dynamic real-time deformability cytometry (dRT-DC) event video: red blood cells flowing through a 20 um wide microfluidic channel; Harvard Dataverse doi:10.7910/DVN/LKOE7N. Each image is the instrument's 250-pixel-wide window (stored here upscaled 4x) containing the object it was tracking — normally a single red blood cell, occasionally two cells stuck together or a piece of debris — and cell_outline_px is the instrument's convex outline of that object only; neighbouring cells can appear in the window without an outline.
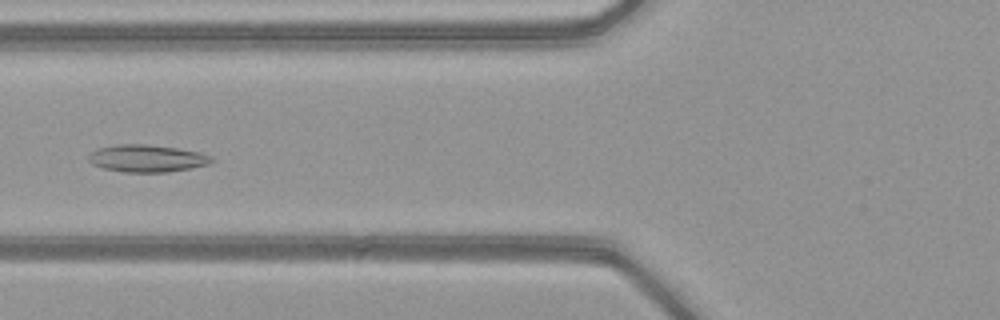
{"species": "common noctule bat (a hibernating species)", "species_latin": "Nyctalus noctula", "temperature_condition": "warm", "stored_images_in_passage": 52, "camera_frame_rate_fps": 3000, "um_per_image_px": 0.085, "animal": {"sex": "female", "body_mass_g": 21.9}, "frame": {"image": 1, "passage_image": 21, "time_ms": 6.667, "image_size_px": [1000, 320], "cell_outline_px": [[216, 160], [208, 164], [192, 168], [168, 172], [124, 172], [104, 168], [92, 164], [88, 160], [88, 156], [92, 152], [100, 148], [116, 144], [144, 144], [176, 148], [200, 152], [212, 156]], "centroid_in_image_um": [12.53, 13.46], "position_along_channel_um": 113.3, "area_um2": 19.54}}
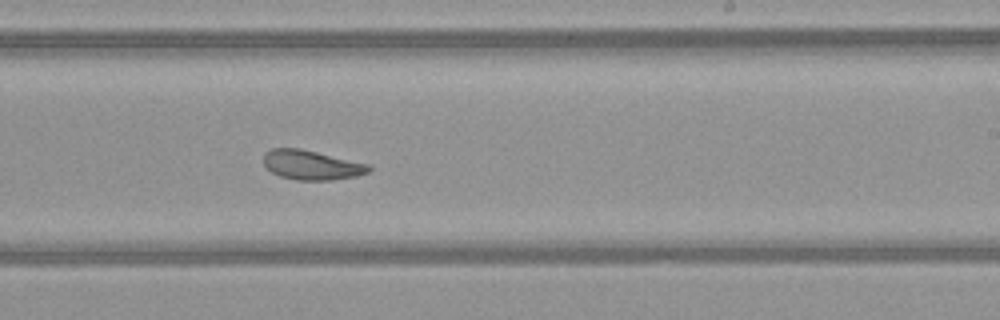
{"frame": {"image": 2, "passage_image": 32, "time_ms": 10.333, "image_size_px": [1000, 320], "cell_outline_px": [[372, 168], [368, 172], [356, 176], [332, 180], [296, 180], [280, 176], [272, 172], [264, 164], [264, 152], [272, 148], [300, 148], [368, 164]], "centroid_in_image_um": [26.46, 14.02], "position_along_channel_um": 262.5, "area_um2": 17.98}}
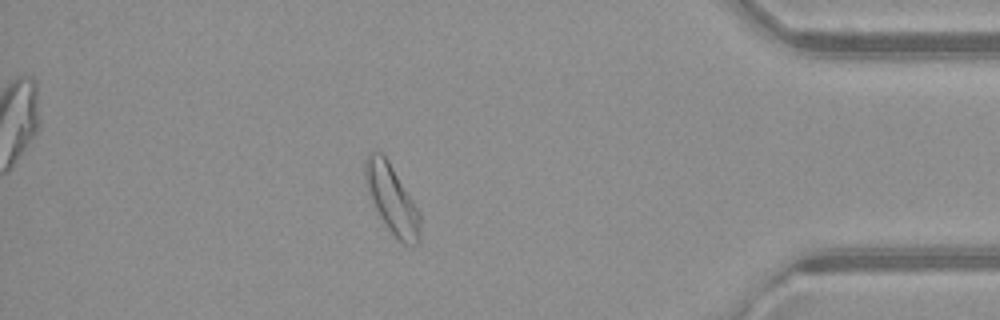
{"frame": {"image": 3, "passage_image": 45, "time_ms": 14.667, "image_size_px": [1000, 320], "cell_outline_px": [[420, 244], [404, 244], [388, 228], [380, 216], [364, 184], [364, 160], [368, 152], [372, 148], [380, 152], [388, 160], [420, 212]], "centroid_in_image_um": [33.29, 16.87], "position_along_channel_um": 401.9, "area_um2": 21.91}, "authors_computed_cell_mechanics": {"area_um2": 21.675, "velocity_mm_per_s": 4.0622, "shape_relaxation_time_tau1_ms": null, "shape_relaxation_time_tau2_ms": 2.8766, "deformation_change_tau1": null, "deformation_change_tau2": 0.0899}}